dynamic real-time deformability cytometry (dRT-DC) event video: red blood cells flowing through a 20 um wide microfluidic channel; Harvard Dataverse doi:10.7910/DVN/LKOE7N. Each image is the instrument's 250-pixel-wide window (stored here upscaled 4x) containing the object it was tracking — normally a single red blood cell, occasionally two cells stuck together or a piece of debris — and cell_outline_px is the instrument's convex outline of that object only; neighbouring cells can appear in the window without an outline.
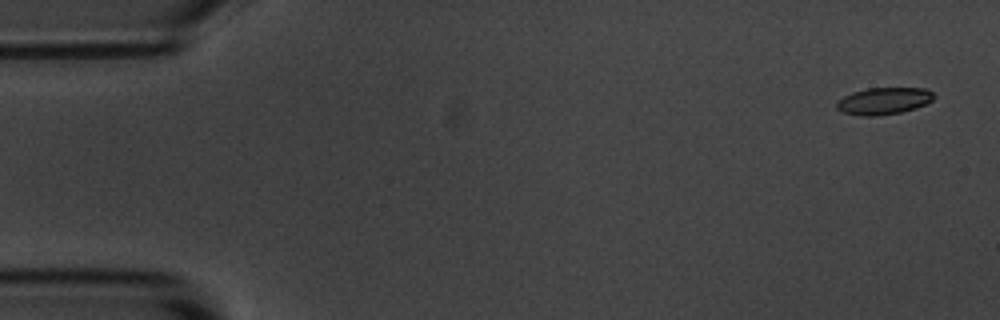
{"species": "common noctule bat (a hibernating species)", "species_latin": "Nyctalus noctula", "temperature_condition": "room temperature", "stored_images_in_passage": 6, "camera_frame_rate_fps": 3000, "um_per_image_px": 0.085, "animal": {"sex": "male", "body_mass_g": 20.1, "forearm_length_mm": 53.5}, "frame": {"image": 1, "passage_image": 1, "time_ms": 0.0, "image_size_px": [1000, 320], "cell_outline_px": [[936, 96], [932, 100], [916, 108], [900, 112], [876, 116], [860, 116], [844, 112], [836, 108], [836, 100], [852, 92], [868, 88], [924, 88], [932, 92]], "centroid_in_image_um": [75.09, 8.58], "position_along_channel_um": 9.9, "area_um2": 15.26}}
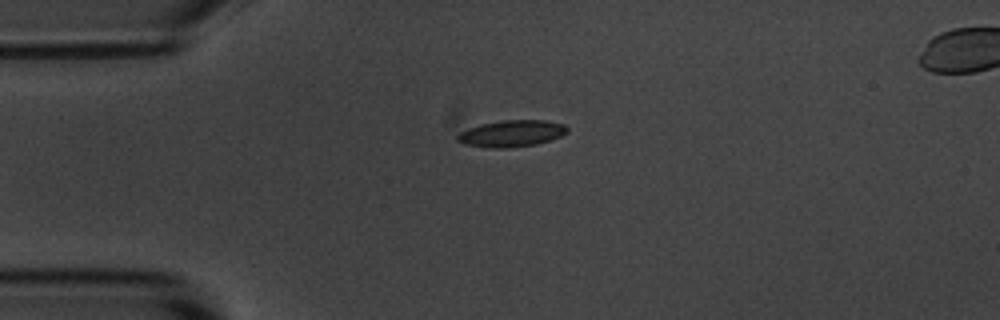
{"frame": {"image": 2, "passage_image": 4, "time_ms": 3.667, "image_size_px": [1000, 320], "cell_outline_px": [[568, 132], [560, 136], [536, 144], [508, 148], [492, 148], [464, 144], [456, 140], [456, 136], [460, 132], [468, 128], [480, 124], [500, 120], [544, 120], [564, 124], [568, 128]], "centroid_in_image_um": [43.46, 11.34], "position_along_channel_um": 41.5, "area_um2": 17.05}}